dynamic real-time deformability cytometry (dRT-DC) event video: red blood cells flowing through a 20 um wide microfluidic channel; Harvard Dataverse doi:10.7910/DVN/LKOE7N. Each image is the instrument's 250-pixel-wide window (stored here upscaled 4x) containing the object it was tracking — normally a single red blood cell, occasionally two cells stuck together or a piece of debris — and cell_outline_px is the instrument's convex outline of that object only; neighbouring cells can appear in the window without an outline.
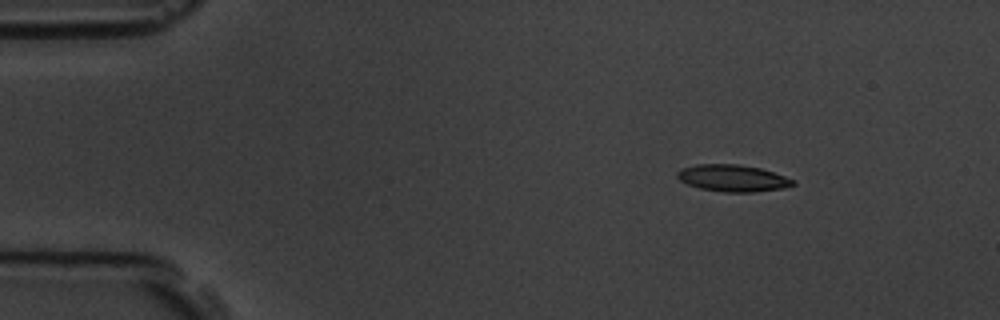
{"species": "common noctule bat (a hibernating species)", "species_latin": "Nyctalus noctula", "temperature_condition": "room temperature", "stored_images_in_passage": 5, "camera_frame_rate_fps": 3000, "um_per_image_px": 0.085, "animal": {"sex": "male", "body_mass_g": 19.5, "forearm_length_mm": 54.6}, "frame": {"image": 1, "passage_image": 2, "time_ms": 1.333, "image_size_px": [1000, 320], "cell_outline_px": [[796, 184], [784, 188], [756, 192], [724, 192], [700, 188], [688, 184], [680, 180], [676, 176], [676, 172], [680, 168], [696, 164], [740, 164], [760, 168], [796, 180]], "centroid_in_image_um": [62.28, 15.14], "position_along_channel_um": 22.7, "area_um2": 18.21}}
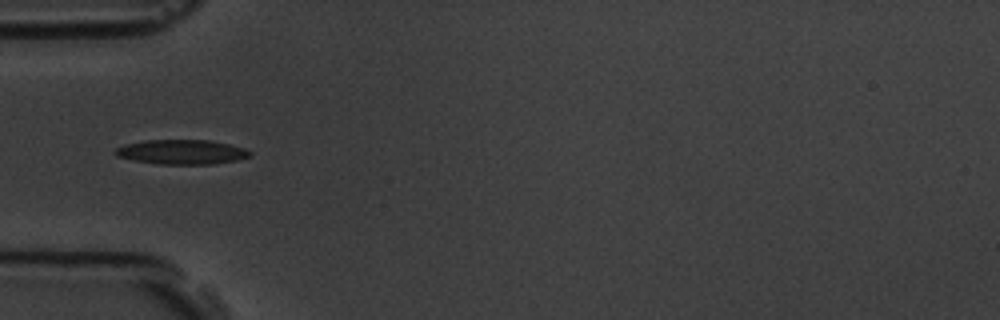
{"frame": {"image": 2, "passage_image": 5, "time_ms": 4.667, "image_size_px": [1000, 320], "cell_outline_px": [[252, 152], [248, 156], [236, 160], [212, 164], [160, 164], [132, 160], [116, 156], [112, 152], [116, 148], [124, 144], [144, 140], [212, 140], [244, 148]], "centroid_in_image_um": [15.38, 12.91], "position_along_channel_um": 69.6, "area_um2": 19.31}}